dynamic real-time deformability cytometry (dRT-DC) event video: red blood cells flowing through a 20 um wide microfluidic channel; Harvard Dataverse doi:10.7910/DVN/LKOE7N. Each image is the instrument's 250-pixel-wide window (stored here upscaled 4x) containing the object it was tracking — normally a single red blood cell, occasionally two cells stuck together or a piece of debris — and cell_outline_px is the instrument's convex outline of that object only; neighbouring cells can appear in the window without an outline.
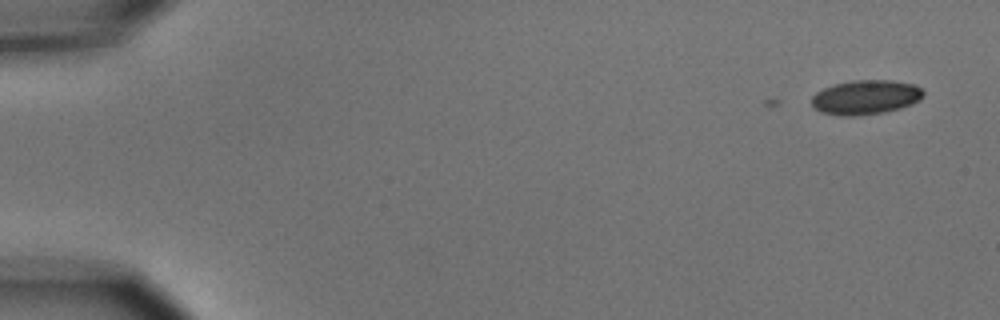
{"species": "common noctule bat (a hibernating species)", "species_latin": "Nyctalus noctula", "temperature_condition": "cold", "stored_images_in_passage": 2, "camera_frame_rate_fps": 3000, "um_per_image_px": 0.085, "animal": {"sex": "male", "body_mass_g": 15.6}, "frame": {"image": 1, "passage_image": 2, "time_ms": 1.0, "image_size_px": [1000, 320], "cell_outline_px": [[924, 96], [920, 100], [912, 104], [900, 108], [884, 112], [852, 116], [844, 116], [820, 112], [812, 104], [812, 96], [816, 92], [832, 84], [852, 80], [892, 80], [916, 84], [924, 92]], "centroid_in_image_um": [73.6, 8.25], "position_along_channel_um": 11.4, "area_um2": 22.54}}